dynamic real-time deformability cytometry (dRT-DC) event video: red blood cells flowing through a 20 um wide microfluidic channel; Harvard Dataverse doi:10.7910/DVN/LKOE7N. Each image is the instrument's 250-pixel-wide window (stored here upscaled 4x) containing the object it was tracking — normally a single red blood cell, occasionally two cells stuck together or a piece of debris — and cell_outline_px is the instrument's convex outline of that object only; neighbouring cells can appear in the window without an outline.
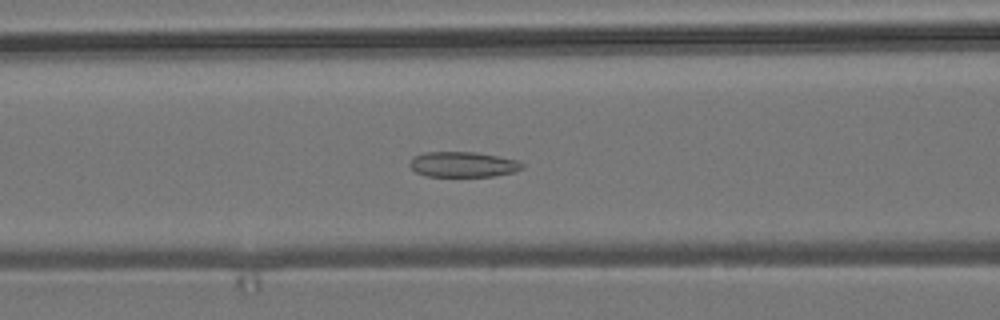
{"species": "common noctule bat (a hibernating species)", "species_latin": "Nyctalus noctula", "temperature_condition": "room temperature", "stored_images_in_passage": 48, "camera_frame_rate_fps": 3000, "um_per_image_px": 0.085, "animal": {"sex": "male", "body_mass_g": 19.2, "forearm_length_mm": 51.8}, "frame": {"image": 1, "passage_image": 16, "time_ms": 5.0, "image_size_px": [1000, 320], "cell_outline_px": [[524, 168], [516, 172], [492, 176], [428, 176], [416, 172], [408, 164], [412, 156], [424, 152], [476, 152], [516, 160], [524, 164]], "centroid_in_image_um": [39.34, 13.97], "position_along_channel_um": 127.3, "area_um2": 16.65}}
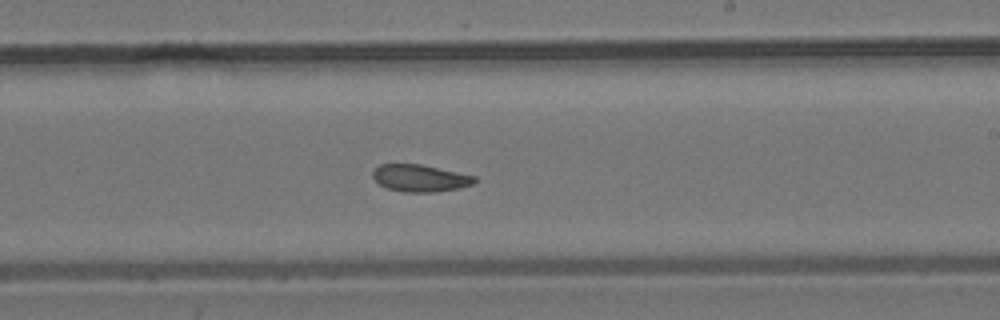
{"frame": {"image": 2, "passage_image": 26, "time_ms": 8.333, "image_size_px": [1000, 320], "cell_outline_px": [[476, 180], [472, 184], [460, 188], [436, 192], [404, 192], [388, 188], [380, 184], [372, 176], [372, 172], [380, 164], [420, 164], [476, 176]], "centroid_in_image_um": [35.71, 15.14], "position_along_channel_um": 253.3, "area_um2": 15.95}}
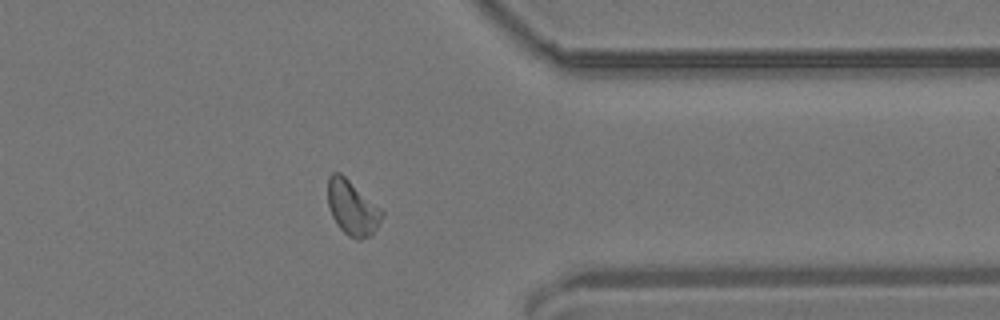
{"frame": {"image": 3, "passage_image": 37, "time_ms": 12.0, "image_size_px": [1000, 320], "cell_outline_px": [[384, 216], [372, 236], [360, 240], [356, 240], [348, 236], [336, 224], [332, 216], [328, 204], [328, 176], [332, 172], [340, 172], [380, 208], [384, 212]], "centroid_in_image_um": [29.95, 17.69], "position_along_channel_um": 381.5, "area_um2": 17.34}, "authors_computed_cell_mechanics": {"area_um2": 16.9643, "velocity_mm_per_s": 3.7814, "shape_relaxation_time_tau1_ms": null, "shape_relaxation_time_tau2_ms": 6.4202, "deformation_change_tau1": null, "deformation_change_tau2": 0.1342}}